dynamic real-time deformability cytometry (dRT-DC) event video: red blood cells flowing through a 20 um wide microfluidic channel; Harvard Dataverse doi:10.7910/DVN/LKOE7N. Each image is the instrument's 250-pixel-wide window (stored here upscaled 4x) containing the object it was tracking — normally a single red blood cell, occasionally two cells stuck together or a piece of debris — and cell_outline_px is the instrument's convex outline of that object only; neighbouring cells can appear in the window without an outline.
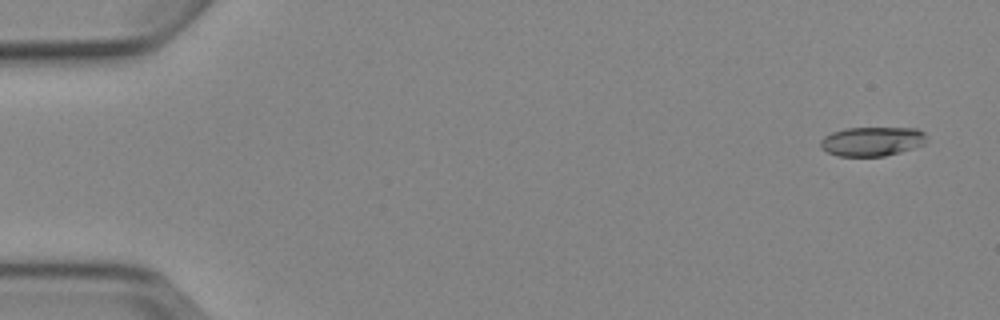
{"species": "Egyptian fruit bat (a non-hibernating species)", "species_latin": "Rousettus aegyptiacus", "temperature_condition": "cold", "stored_images_in_passage": 5, "camera_frame_rate_fps": 3000, "um_per_image_px": 0.085, "animal": {"sex": "female"}, "frame": {"image": 1, "passage_image": 1, "time_ms": 0.0, "image_size_px": [1000, 320], "cell_outline_px": [[928, 140], [924, 144], [900, 152], [884, 156], [836, 156], [820, 148], [820, 140], [824, 136], [832, 132], [844, 128], [916, 128], [924, 132]], "centroid_in_image_um": [74.11, 12.01], "position_along_channel_um": 10.9, "area_um2": 18.21}}
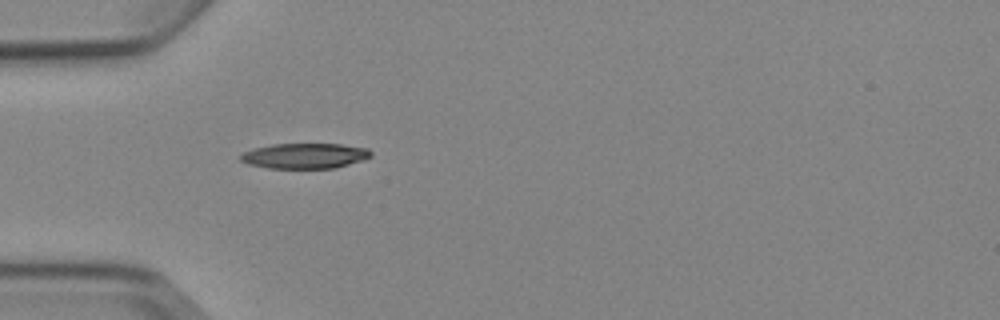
{"frame": {"image": 2, "passage_image": 5, "time_ms": 4.667, "image_size_px": [1000, 320], "cell_outline_px": [[372, 156], [364, 160], [336, 168], [268, 168], [248, 164], [240, 160], [240, 156], [244, 152], [252, 148], [272, 144], [340, 144], [368, 148], [372, 152]], "centroid_in_image_um": [25.93, 13.24], "position_along_channel_um": 59.1, "area_um2": 19.36}}